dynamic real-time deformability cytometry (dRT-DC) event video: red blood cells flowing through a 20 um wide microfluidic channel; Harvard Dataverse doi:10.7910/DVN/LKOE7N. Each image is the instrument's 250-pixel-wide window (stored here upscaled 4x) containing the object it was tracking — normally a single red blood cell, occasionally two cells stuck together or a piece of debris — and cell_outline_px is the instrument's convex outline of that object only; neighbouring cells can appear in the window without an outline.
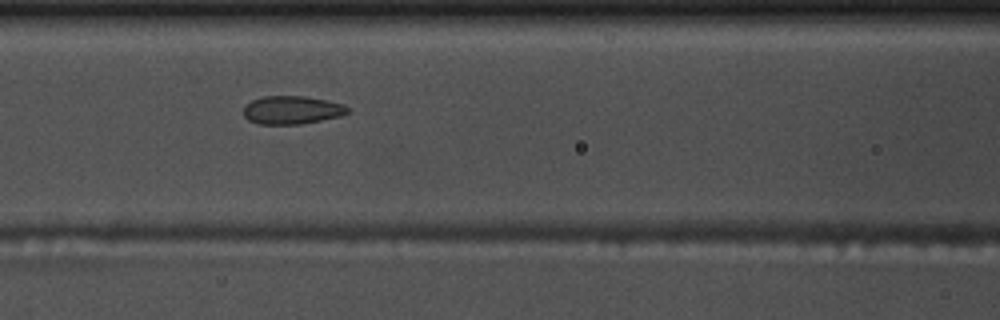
{"species": "common noctule bat (a hibernating species)", "species_latin": "Nyctalus noctula", "temperature_condition": "warm", "stored_images_in_passage": 15, "camera_frame_rate_fps": 3000, "um_per_image_px": 0.085, "animal": {"sex": "male", "body_mass_g": 17.5, "forearm_length_mm": 52.3}, "frame": {"image": 1, "passage_image": 7, "time_ms": 2.0, "image_size_px": [1000, 320], "cell_outline_px": [[348, 112], [340, 116], [300, 124], [260, 124], [248, 120], [244, 116], [244, 108], [252, 100], [264, 96], [304, 96], [328, 100], [344, 104], [348, 108]], "centroid_in_image_um": [24.82, 9.34], "position_along_channel_um": 141.8, "area_um2": 16.99}}
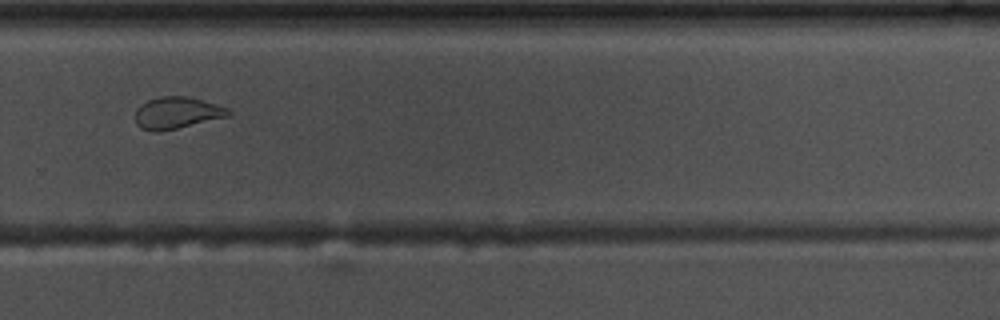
{"frame": {"image": 2, "passage_image": 11, "time_ms": 3.333, "image_size_px": [1000, 320], "cell_outline_px": [[228, 116], [160, 132], [152, 132], [140, 128], [136, 124], [136, 108], [140, 104], [148, 100], [160, 96], [188, 96], [216, 104], [228, 108]], "centroid_in_image_um": [14.97, 9.59], "position_along_channel_um": 314.8, "area_um2": 17.17}}
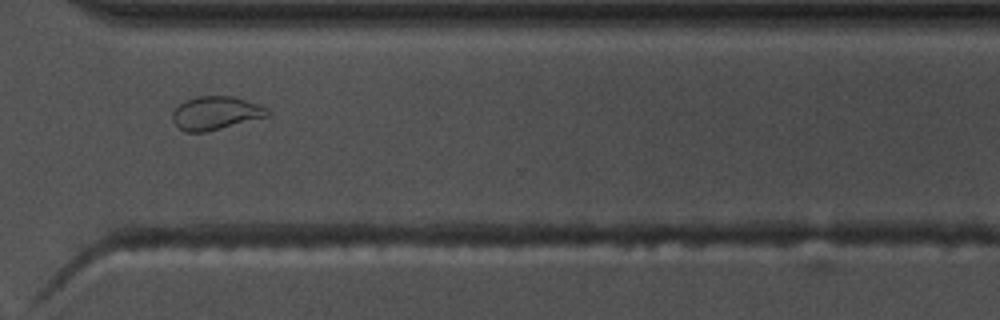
{"frame": {"image": 3, "passage_image": 12, "time_ms": 3.667, "image_size_px": [1000, 320], "cell_outline_px": [[272, 112], [268, 116], [204, 132], [184, 132], [172, 120], [172, 112], [184, 100], [196, 96], [232, 96], [260, 104], [268, 108]], "centroid_in_image_um": [18.34, 9.59], "position_along_channel_um": 352.3, "area_um2": 18.44}}